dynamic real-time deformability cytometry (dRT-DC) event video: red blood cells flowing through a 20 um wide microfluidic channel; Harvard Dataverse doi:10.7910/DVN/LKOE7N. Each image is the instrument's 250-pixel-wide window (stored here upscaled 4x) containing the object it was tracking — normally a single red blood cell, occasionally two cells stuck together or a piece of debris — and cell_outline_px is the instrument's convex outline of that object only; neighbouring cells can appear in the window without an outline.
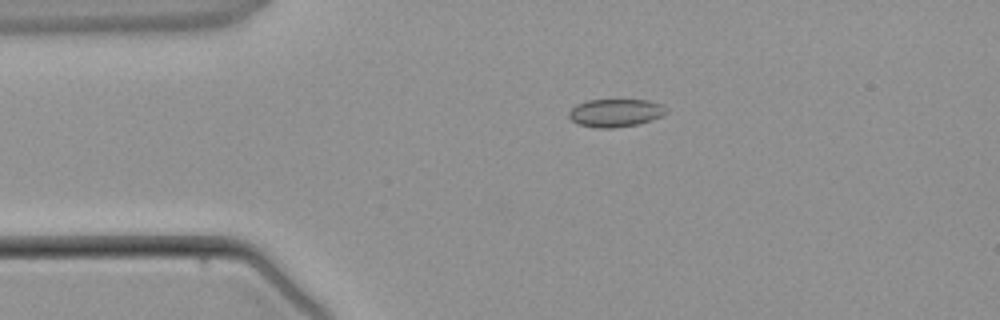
{"species": "common noctule bat (a hibernating species)", "species_latin": "Nyctalus noctula", "temperature_condition": "warm", "stored_images_in_passage": 5, "camera_frame_rate_fps": 3000, "um_per_image_px": 0.085, "animal": {"sex": "male", "body_mass_g": 21.5, "forearm_length_mm": 52.0}, "frame": {"image": 1, "passage_image": 3, "time_ms": 2.333, "image_size_px": [1000, 320], "cell_outline_px": [[668, 112], [664, 116], [652, 120], [636, 124], [612, 128], [596, 128], [580, 124], [572, 120], [568, 116], [568, 112], [576, 104], [588, 100], [648, 100], [660, 104]], "centroid_in_image_um": [52.31, 9.59], "position_along_channel_um": 32.7, "area_um2": 15.78}}
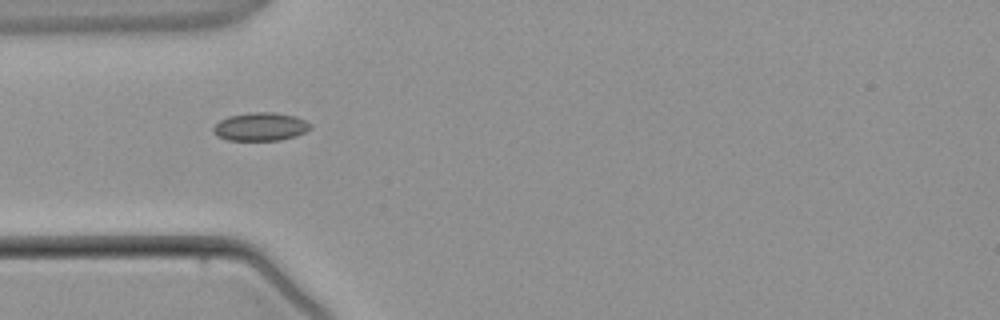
{"frame": {"image": 2, "passage_image": 4, "time_ms": 3.667, "image_size_px": [1000, 320], "cell_outline_px": [[312, 128], [296, 136], [280, 140], [228, 140], [220, 136], [212, 128], [220, 120], [228, 116], [256, 112], [272, 112], [296, 116], [312, 124]], "centroid_in_image_um": [22.19, 10.76], "position_along_channel_um": 62.8, "area_um2": 15.78}}
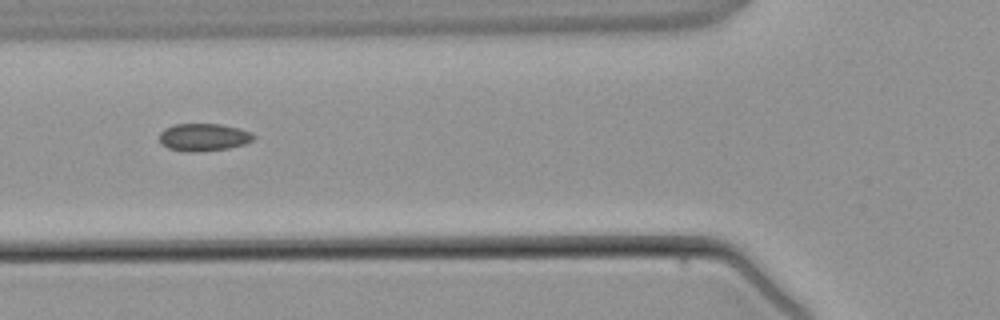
{"frame": {"image": 3, "passage_image": 5, "time_ms": 4.667, "image_size_px": [1000, 320], "cell_outline_px": [[256, 136], [252, 140], [244, 144], [228, 148], [192, 152], [188, 152], [168, 148], [160, 144], [160, 132], [164, 128], [176, 124], [220, 124], [240, 128], [252, 132]], "centroid_in_image_um": [17.3, 11.65], "position_along_channel_um": 108.5, "area_um2": 15.14}}